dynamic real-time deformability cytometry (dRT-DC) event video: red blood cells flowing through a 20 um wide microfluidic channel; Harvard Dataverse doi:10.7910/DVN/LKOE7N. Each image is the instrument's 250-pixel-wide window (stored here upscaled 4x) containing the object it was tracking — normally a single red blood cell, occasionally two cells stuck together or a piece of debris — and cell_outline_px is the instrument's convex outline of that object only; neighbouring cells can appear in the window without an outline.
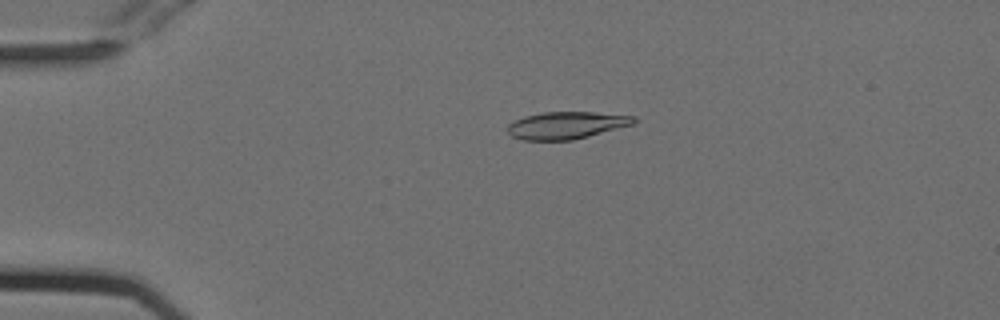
{"species": "Egyptian fruit bat (a non-hibernating species)", "species_latin": "Rousettus aegyptiacus", "temperature_condition": "cold", "stored_images_in_passage": 54, "camera_frame_rate_fps": 3000, "um_per_image_px": 0.085, "animal": {"sex": "female"}, "frame": {"image": 1, "passage_image": 12, "time_ms": 3.667, "image_size_px": [1000, 320], "cell_outline_px": [[636, 120], [632, 124], [588, 136], [572, 140], [524, 140], [512, 136], [504, 128], [512, 120], [524, 116], [544, 112], [592, 112], [636, 116]], "centroid_in_image_um": [48.07, 10.64], "position_along_channel_um": 36.9, "area_um2": 20.0}}
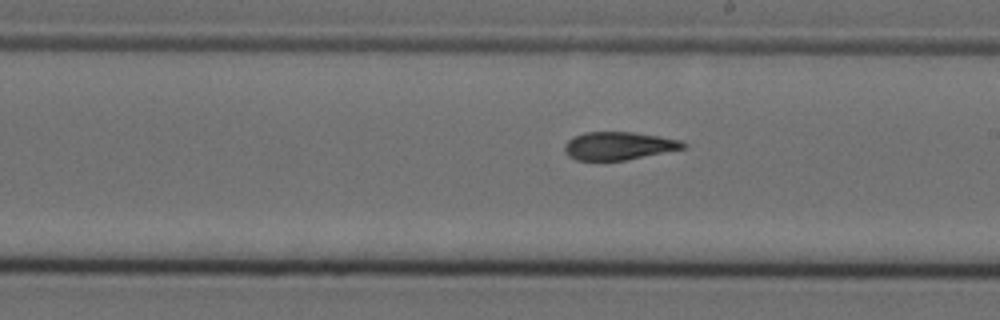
{"frame": {"image": 2, "passage_image": 31, "time_ms": 10.0, "image_size_px": [1000, 320], "cell_outline_px": [[688, 144], [684, 148], [624, 160], [576, 160], [568, 156], [564, 152], [564, 144], [572, 136], [584, 132], [632, 132], [660, 136], [680, 140]], "centroid_in_image_um": [52.54, 12.38], "position_along_channel_um": 236.5, "area_um2": 19.31}}
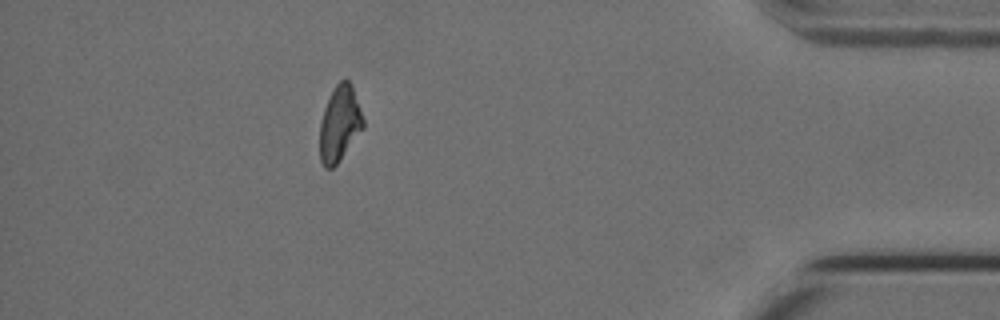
{"frame": {"image": 3, "passage_image": 48, "time_ms": 15.667, "image_size_px": [1000, 320], "cell_outline_px": [[364, 128], [336, 164], [332, 168], [324, 168], [320, 160], [320, 124], [324, 108], [332, 88], [344, 76], [352, 84], [364, 120]], "centroid_in_image_um": [28.87, 10.47], "position_along_channel_um": 406.3, "area_um2": 19.19}, "authors_computed_cell_mechanics": {"area_um2": 19.9121, "velocity_mm_per_s": 3.7882, "shape_relaxation_time_tau1_ms": 9.8034, "shape_relaxation_time_tau2_ms": 3.04, "deformation_change_tau1": 0.2407, "deformation_change_tau2": 0.101}}